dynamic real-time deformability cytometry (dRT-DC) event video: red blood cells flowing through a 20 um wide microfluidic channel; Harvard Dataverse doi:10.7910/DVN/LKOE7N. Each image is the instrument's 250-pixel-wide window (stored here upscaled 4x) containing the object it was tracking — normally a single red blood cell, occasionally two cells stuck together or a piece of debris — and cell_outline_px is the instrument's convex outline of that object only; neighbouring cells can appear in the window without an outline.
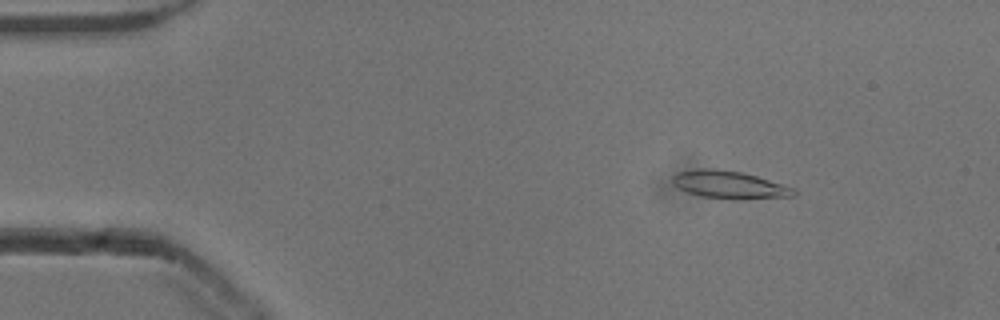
{"species": "common noctule bat (a hibernating species)", "species_latin": "Nyctalus noctula", "temperature_condition": "cold", "stored_images_in_passage": 48, "camera_frame_rate_fps": 3000, "um_per_image_px": 0.085, "animal": {"sex": "male", "body_mass_g": 13.3}, "frame": {"image": 1, "passage_image": 2, "time_ms": 0.333, "image_size_px": [1000, 320], "cell_outline_px": [[796, 196], [744, 200], [732, 200], [700, 196], [688, 192], [672, 184], [672, 176], [676, 172], [700, 168], [716, 168], [744, 172], [796, 188]], "centroid_in_image_um": [62.03, 15.71], "position_along_channel_um": 23.0, "area_um2": 20.11}}
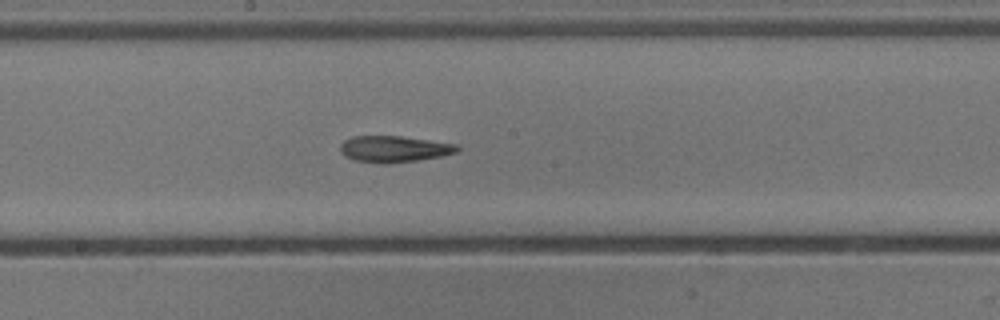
{"frame": {"image": 2, "passage_image": 23, "time_ms": 7.333, "image_size_px": [1000, 320], "cell_outline_px": [[460, 148], [456, 152], [440, 156], [420, 160], [388, 164], [384, 164], [356, 160], [344, 156], [340, 152], [340, 144], [344, 140], [352, 136], [400, 136], [460, 144]], "centroid_in_image_um": [33.5, 12.66], "position_along_channel_um": 214.7, "area_um2": 18.15}}
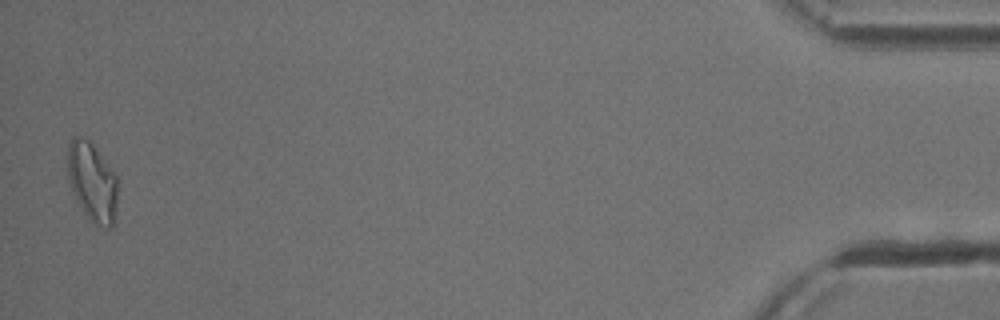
{"frame": {"image": 3, "passage_image": 47, "time_ms": 15.333, "image_size_px": [1000, 320], "cell_outline_px": [[116, 208], [112, 228], [104, 228], [96, 224], [84, 212], [72, 192], [68, 180], [68, 144], [72, 136], [80, 136], [88, 140], [92, 144], [116, 176]], "centroid_in_image_um": [7.81, 15.46], "position_along_channel_um": 427.4, "area_um2": 22.6}, "authors_computed_cell_mechanics": {"area_um2": 18.7272, "velocity_mm_per_s": 3.8436, "shape_relaxation_time_tau1_ms": null, "shape_relaxation_time_tau2_ms": 6.2515, "deformation_change_tau1": null, "deformation_change_tau2": 0.173}}